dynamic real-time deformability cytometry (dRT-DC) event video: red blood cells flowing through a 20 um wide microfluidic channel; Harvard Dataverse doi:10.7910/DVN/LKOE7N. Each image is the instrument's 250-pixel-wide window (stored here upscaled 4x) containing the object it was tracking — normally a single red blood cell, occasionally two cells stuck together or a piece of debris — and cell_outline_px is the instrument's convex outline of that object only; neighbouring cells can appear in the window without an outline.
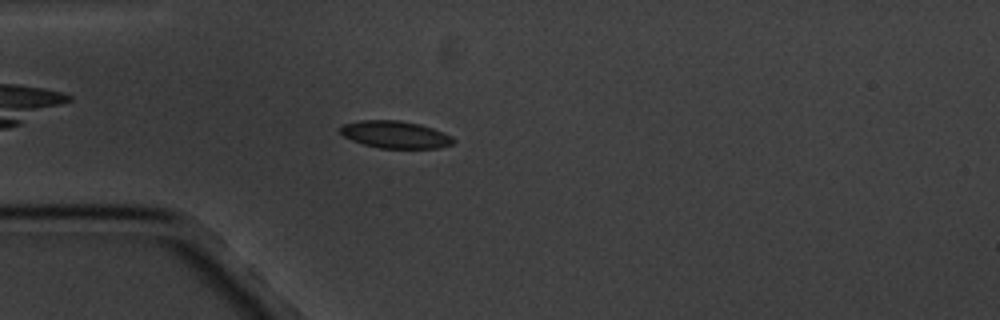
{"species": "common noctule bat (a hibernating species)", "species_latin": "Nyctalus noctula", "temperature_condition": "cold", "stored_images_in_passage": 3, "camera_frame_rate_fps": 3000, "um_per_image_px": 0.085, "animal": {"sex": "male", "body_mass_g": 20.1, "forearm_length_mm": 53.5}, "frame": {"image": 1, "passage_image": 2, "time_ms": 1.333, "image_size_px": [1000, 320], "cell_outline_px": [[456, 140], [452, 144], [440, 148], [380, 148], [364, 144], [352, 140], [344, 136], [340, 132], [340, 128], [344, 124], [360, 120], [400, 120], [420, 124], [444, 132], [452, 136]], "centroid_in_image_um": [33.63, 11.43], "position_along_channel_um": 51.4, "area_um2": 17.98}}